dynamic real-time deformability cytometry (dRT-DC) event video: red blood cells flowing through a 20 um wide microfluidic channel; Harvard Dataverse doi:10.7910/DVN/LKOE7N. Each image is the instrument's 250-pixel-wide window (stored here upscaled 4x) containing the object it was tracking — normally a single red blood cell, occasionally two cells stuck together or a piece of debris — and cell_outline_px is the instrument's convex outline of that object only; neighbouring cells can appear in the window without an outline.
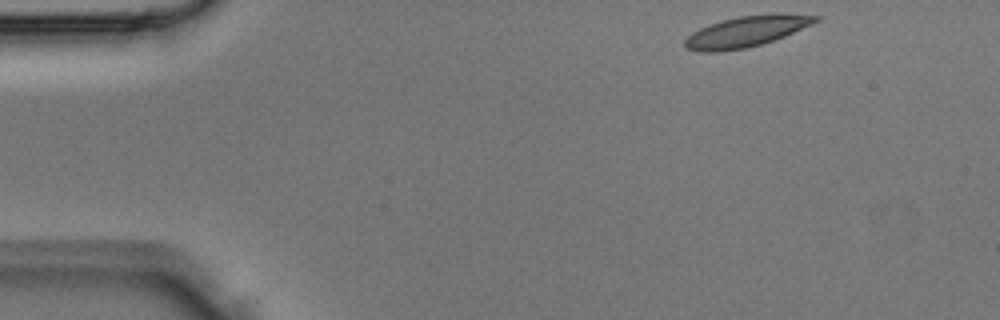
{"species": "Egyptian fruit bat (a non-hibernating species)", "species_latin": "Rousettus aegyptiacus", "temperature_condition": "room temperature", "stored_images_in_passage": 3, "camera_frame_rate_fps": 3000, "um_per_image_px": 0.085, "animal": {"sex": "male"}, "frame": {"image": 1, "passage_image": 1, "time_ms": 0.0, "image_size_px": [1000, 320], "cell_outline_px": [[820, 20], [812, 24], [784, 36], [748, 48], [720, 52], [700, 52], [688, 48], [684, 44], [684, 40], [692, 32], [708, 24], [740, 16], [820, 16]], "centroid_in_image_um": [63.31, 2.74], "position_along_channel_um": 21.7, "area_um2": 22.37}}
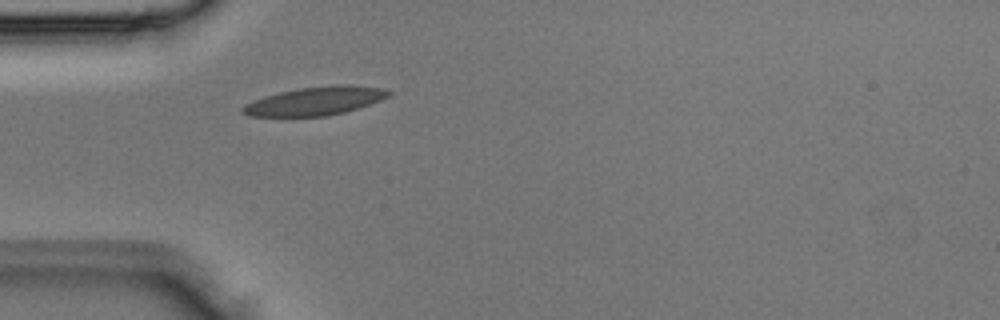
{"frame": {"image": 2, "passage_image": 3, "time_ms": 0.667, "image_size_px": [1000, 320], "cell_outline_px": [[392, 92], [388, 96], [380, 100], [344, 112], [328, 116], [248, 116], [240, 112], [240, 108], [244, 104], [264, 96], [280, 92], [300, 88], [340, 84], [380, 88]], "centroid_in_image_um": [26.71, 8.59], "position_along_channel_um": 58.3, "area_um2": 23.87}}